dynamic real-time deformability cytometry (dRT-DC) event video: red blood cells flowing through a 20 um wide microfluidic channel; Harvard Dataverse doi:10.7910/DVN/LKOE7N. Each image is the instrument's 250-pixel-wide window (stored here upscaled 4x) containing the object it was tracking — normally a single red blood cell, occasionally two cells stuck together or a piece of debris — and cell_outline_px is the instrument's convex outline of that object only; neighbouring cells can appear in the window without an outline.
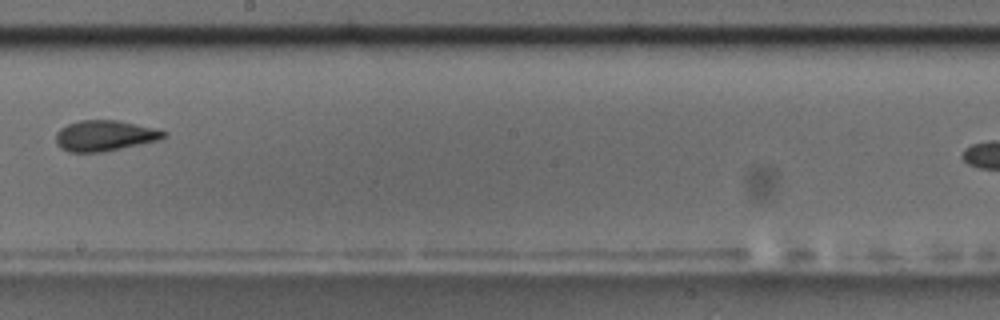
{"species": "common noctule bat (a hibernating species)", "species_latin": "Nyctalus noctula", "temperature_condition": "room temperature", "stored_images_in_passage": 12, "camera_frame_rate_fps": 3000, "um_per_image_px": 0.085, "animal": {"sex": "male", "body_mass_g": 17.5, "forearm_length_mm": 52.3}, "frame": {"image": 1, "passage_image": 9, "time_ms": 10.0, "image_size_px": [1000, 320], "cell_outline_px": [[168, 132], [160, 140], [100, 152], [68, 152], [60, 148], [56, 144], [56, 132], [60, 128], [68, 124], [80, 120], [120, 120]], "centroid_in_image_um": [8.86, 11.53], "position_along_channel_um": 239.3, "area_um2": 19.19}}
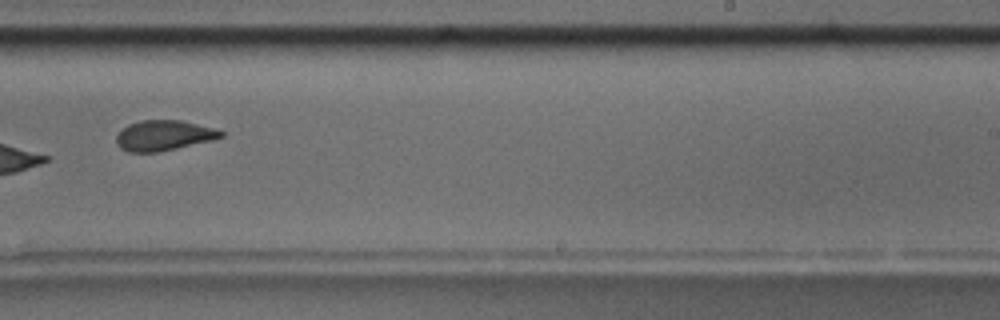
{"frame": {"image": 2, "passage_image": 10, "time_ms": 11.0, "image_size_px": [1000, 320], "cell_outline_px": [[224, 136], [212, 140], [160, 152], [128, 152], [120, 148], [116, 144], [116, 136], [128, 124], [140, 120], [180, 120], [212, 128], [224, 132]], "centroid_in_image_um": [13.89, 11.52], "position_along_channel_um": 275.1, "area_um2": 18.38}}